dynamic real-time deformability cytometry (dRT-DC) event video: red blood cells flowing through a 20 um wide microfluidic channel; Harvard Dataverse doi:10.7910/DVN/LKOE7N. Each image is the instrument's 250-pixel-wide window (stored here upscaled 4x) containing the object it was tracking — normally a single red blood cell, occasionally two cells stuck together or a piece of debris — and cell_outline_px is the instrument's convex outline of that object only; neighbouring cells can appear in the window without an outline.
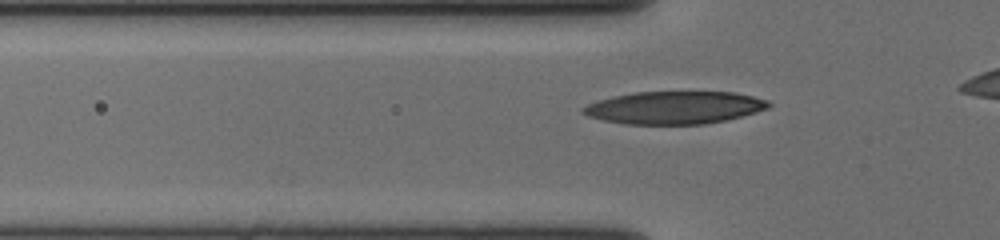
{"species": "human", "species_latin": "Homo sapiens", "temperature_condition": "cold", "stored_images_in_passage": 37, "camera_frame_rate_fps": 3000, "um_per_image_px": 0.085, "donor": {"sex": "female"}, "frame": {"image": 1, "passage_image": 6, "time_ms": 1.667, "image_size_px": [1000, 240], "cell_outline_px": [[772, 104], [768, 108], [756, 112], [728, 120], [704, 124], [624, 124], [604, 120], [588, 116], [580, 112], [580, 108], [596, 100], [612, 96], [636, 92], [732, 92], [752, 96], [768, 100]], "centroid_in_image_um": [57.31, 9.15], "position_along_channel_um": 68.5, "area_um2": 35.43}}
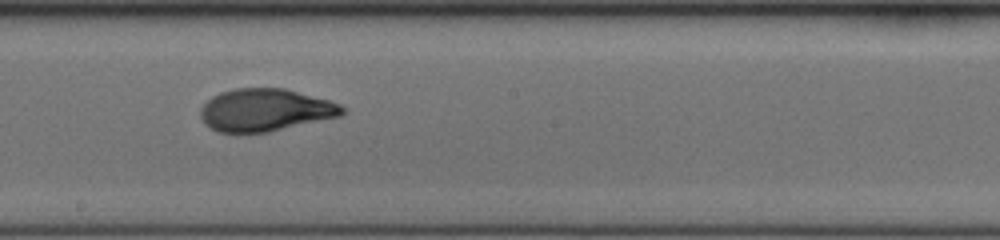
{"frame": {"image": 2, "passage_image": 19, "time_ms": 6.0, "image_size_px": [1000, 240], "cell_outline_px": [[344, 112], [340, 116], [268, 132], [216, 132], [204, 124], [200, 116], [200, 108], [212, 96], [220, 92], [236, 88], [284, 88], [328, 100], [340, 104], [344, 108]], "centroid_in_image_um": [22.51, 9.35], "position_along_channel_um": 225.7, "area_um2": 34.97}}
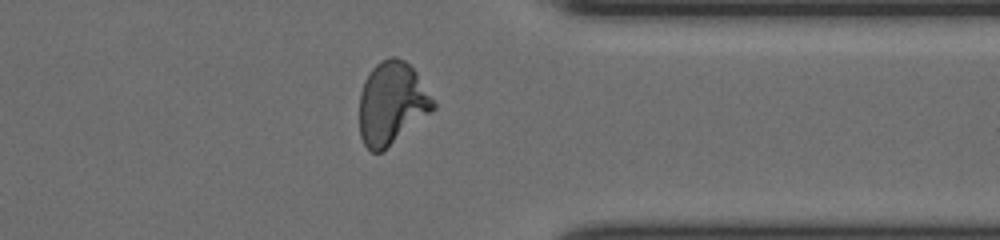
{"frame": {"image": 3, "passage_image": 32, "time_ms": 10.333, "image_size_px": [1000, 240], "cell_outline_px": [[436, 108], [380, 152], [372, 152], [364, 144], [360, 136], [360, 92], [364, 80], [372, 68], [380, 60], [392, 56], [396, 56], [404, 60], [416, 72], [436, 104]], "centroid_in_image_um": [33.28, 8.74], "position_along_channel_um": 378.1, "area_um2": 35.08}, "authors_computed_cell_mechanics": {"area_um2": 34.969, "velocity_mm_per_s": 3.6533, "shape_relaxation_time_tau1_ms": 5.1826, "shape_relaxation_time_tau2_ms": 0.9908, "deformation_change_tau1": 0.2099, "deformation_change_tau2": 0.0641}}